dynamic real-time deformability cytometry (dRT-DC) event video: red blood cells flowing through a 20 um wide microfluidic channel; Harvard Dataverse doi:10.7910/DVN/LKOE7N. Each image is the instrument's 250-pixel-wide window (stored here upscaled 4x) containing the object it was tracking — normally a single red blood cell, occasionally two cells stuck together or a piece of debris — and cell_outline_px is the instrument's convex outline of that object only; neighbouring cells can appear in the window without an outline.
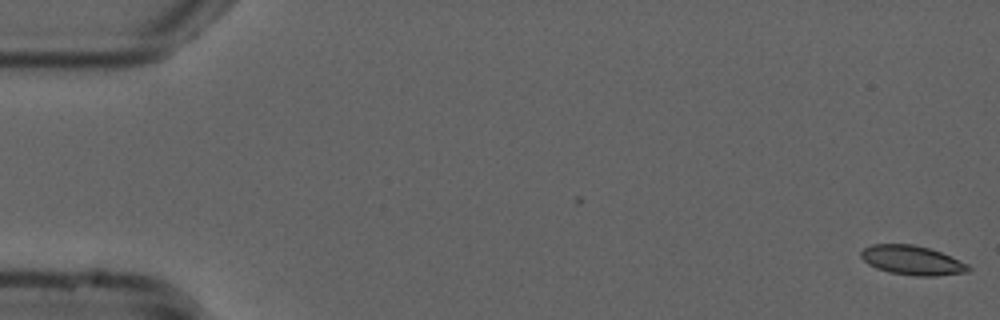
{"species": "common noctule bat (a hibernating species)", "species_latin": "Nyctalus noctula", "temperature_condition": "cold", "stored_images_in_passage": 12, "camera_frame_rate_fps": 3000, "um_per_image_px": 0.085, "animal": {"sex": "male", "forearm_length_mm": 52.5}, "frame": {"image": 1, "passage_image": 1, "time_ms": 0.0, "image_size_px": [1000, 320], "cell_outline_px": [[972, 268], [968, 272], [936, 276], [916, 276], [888, 272], [876, 268], [868, 264], [860, 256], [860, 252], [864, 248], [872, 244], [912, 244], [928, 248], [940, 252], [968, 264]], "centroid_in_image_um": [77.52, 22.13], "position_along_channel_um": 7.5, "area_um2": 18.32}}